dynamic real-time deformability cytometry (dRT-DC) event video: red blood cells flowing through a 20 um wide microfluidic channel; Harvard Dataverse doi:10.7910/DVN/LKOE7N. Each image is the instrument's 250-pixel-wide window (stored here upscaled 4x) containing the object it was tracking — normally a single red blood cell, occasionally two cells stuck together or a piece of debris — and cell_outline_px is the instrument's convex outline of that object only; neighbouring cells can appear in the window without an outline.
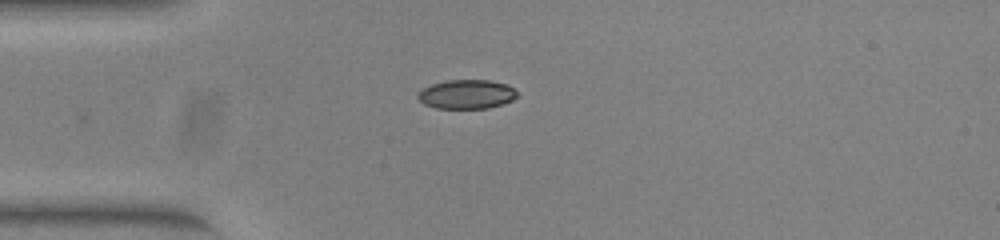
{"species": "common noctule bat (a hibernating species)", "species_latin": "Nyctalus noctula", "temperature_condition": "warm", "stored_images_in_passage": 24, "camera_frame_rate_fps": 3000, "um_per_image_px": 0.085, "animal": {"sex": "female", "body_mass_g": 23.0, "forearm_length_mm": 53.4}, "frame": {"image": 1, "passage_image": 1, "time_ms": 0.0, "image_size_px": [1000, 240], "cell_outline_px": [[516, 96], [512, 100], [488, 108], [436, 108], [424, 104], [416, 96], [424, 88], [432, 84], [448, 80], [488, 80], [508, 84], [516, 92]], "centroid_in_image_um": [39.65, 8.01], "position_along_channel_um": 45.3, "area_um2": 16.59}}
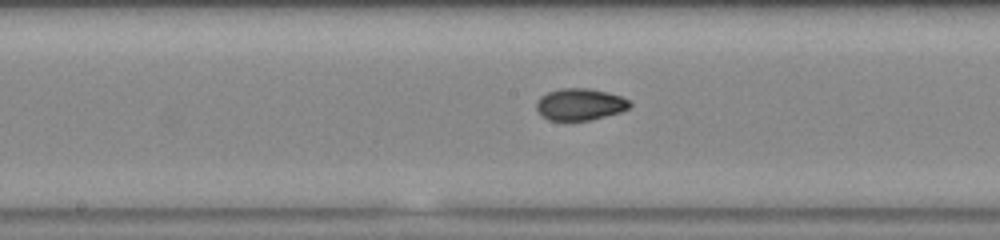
{"frame": {"image": 2, "passage_image": 14, "time_ms": 4.333, "image_size_px": [1000, 240], "cell_outline_px": [[632, 104], [628, 108], [620, 112], [592, 120], [568, 124], [548, 120], [540, 116], [536, 108], [536, 100], [540, 96], [548, 92], [560, 88], [588, 88], [608, 92], [620, 96], [628, 100]], "centroid_in_image_um": [49.23, 8.92], "position_along_channel_um": 199.0, "area_um2": 18.09}}
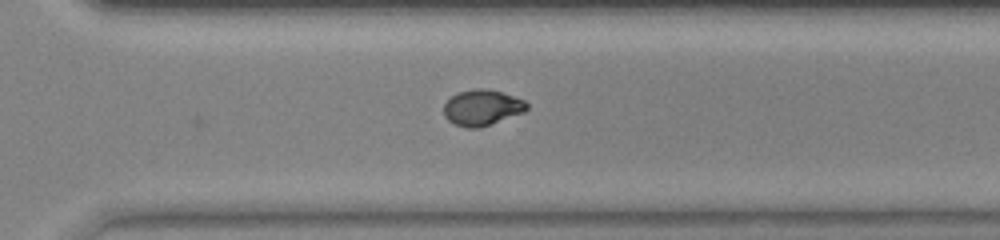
{"frame": {"image": 3, "passage_image": 24, "time_ms": 7.667, "image_size_px": [1000, 240], "cell_outline_px": [[528, 108], [524, 112], [480, 128], [468, 128], [456, 124], [448, 120], [444, 116], [444, 104], [452, 96], [460, 92], [476, 88], [484, 88], [500, 92], [524, 100], [528, 104]], "centroid_in_image_um": [40.98, 9.15], "position_along_channel_um": 329.6, "area_um2": 17.11}}